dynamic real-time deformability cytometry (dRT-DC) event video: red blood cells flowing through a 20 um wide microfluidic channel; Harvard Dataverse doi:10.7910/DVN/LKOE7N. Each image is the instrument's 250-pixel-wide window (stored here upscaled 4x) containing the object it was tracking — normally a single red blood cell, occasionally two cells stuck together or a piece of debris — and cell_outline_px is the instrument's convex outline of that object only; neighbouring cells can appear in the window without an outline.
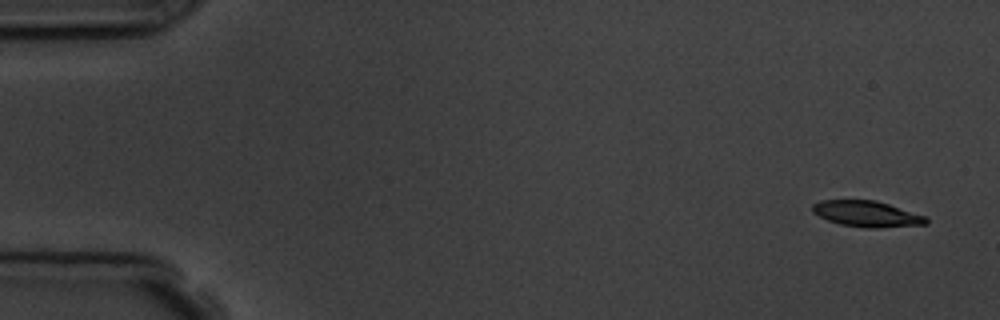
{"species": "common noctule bat (a hibernating species)", "species_latin": "Nyctalus noctula", "temperature_condition": "room temperature", "stored_images_in_passage": 6, "camera_frame_rate_fps": 3000, "um_per_image_px": 0.085, "animal": {"sex": "male", "body_mass_g": 19.5, "forearm_length_mm": 54.6}, "frame": {"image": 1, "passage_image": 1, "time_ms": 0.0, "image_size_px": [1000, 320], "cell_outline_px": [[928, 224], [880, 228], [864, 228], [840, 224], [828, 220], [812, 212], [812, 204], [820, 200], [876, 200], [928, 216]], "centroid_in_image_um": [73.72, 18.18], "position_along_channel_um": 11.3, "area_um2": 17.4}}